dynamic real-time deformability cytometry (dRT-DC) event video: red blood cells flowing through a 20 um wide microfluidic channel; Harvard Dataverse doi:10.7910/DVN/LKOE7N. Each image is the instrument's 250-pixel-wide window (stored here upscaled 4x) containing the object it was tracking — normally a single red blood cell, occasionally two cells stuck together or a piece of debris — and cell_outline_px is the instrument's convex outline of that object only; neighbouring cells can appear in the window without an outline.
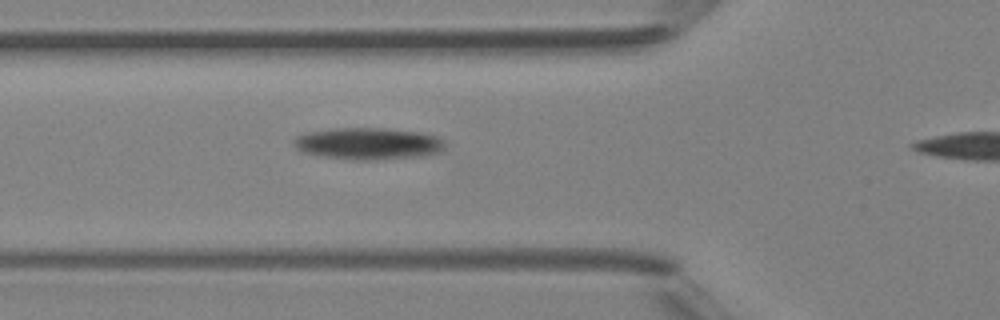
{"species": "Egyptian fruit bat (a non-hibernating species)", "species_latin": "Rousettus aegyptiacus", "temperature_condition": "room temperature", "stored_images_in_passage": 3, "segment_of_instrument_passage": [1, 2], "camera_frame_rate_fps": 3000, "um_per_image_px": 0.085, "animal": {"sex": "female"}, "frame": {"image": 1, "passage_image": 2, "time_ms": 1.0, "image_size_px": [1000, 320], "cell_outline_px": [[448, 144], [444, 152], [424, 156], [368, 160], [352, 160], [324, 156], [300, 152], [292, 144], [292, 140], [296, 136], [308, 132], [336, 128], [384, 128], [420, 132], [440, 136]], "centroid_in_image_um": [31.36, 12.21], "position_along_channel_um": 94.4, "area_um2": 28.61}}